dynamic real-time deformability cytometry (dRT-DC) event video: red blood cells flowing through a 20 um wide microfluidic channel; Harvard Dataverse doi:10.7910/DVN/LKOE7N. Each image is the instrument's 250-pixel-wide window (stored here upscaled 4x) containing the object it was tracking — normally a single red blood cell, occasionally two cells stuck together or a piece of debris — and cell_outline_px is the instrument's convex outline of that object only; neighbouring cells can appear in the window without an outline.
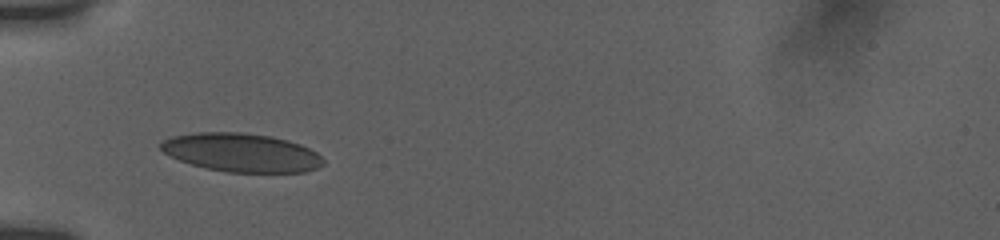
{"species": "human", "species_latin": "Homo sapiens", "temperature_condition": "room temperature", "stored_images_in_passage": 2, "camera_frame_rate_fps": 3000, "um_per_image_px": 0.085, "donor": {"sex": "female"}, "frame": {"image": 1, "passage_image": 1, "time_ms": 0.0, "image_size_px": [1000, 240], "cell_outline_px": [[324, 164], [316, 168], [304, 172], [228, 172], [204, 168], [180, 160], [164, 152], [160, 148], [160, 144], [164, 140], [172, 136], [196, 132], [240, 132], [272, 136], [288, 140], [300, 144], [316, 152], [324, 160]], "centroid_in_image_um": [20.53, 12.96], "position_along_channel_um": 64.5, "area_um2": 36.41}}
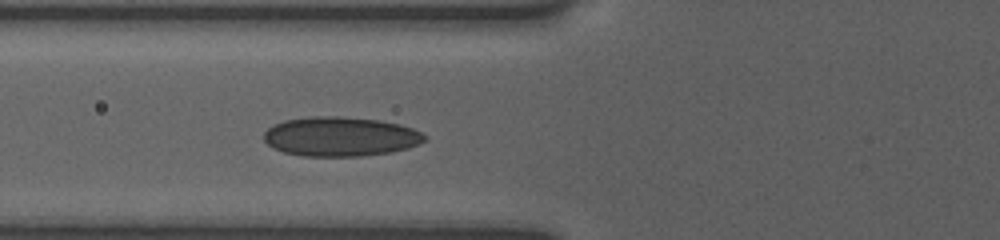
{"frame": {"image": 2, "passage_image": 2, "time_ms": 1.0, "image_size_px": [1000, 240], "cell_outline_px": [[428, 136], [420, 144], [408, 148], [392, 152], [360, 156], [300, 156], [284, 152], [272, 148], [264, 140], [264, 132], [272, 124], [284, 120], [312, 116], [340, 116], [380, 120], [400, 124], [412, 128]], "centroid_in_image_um": [28.92, 11.6], "position_along_channel_um": 96.9, "area_um2": 37.22}}